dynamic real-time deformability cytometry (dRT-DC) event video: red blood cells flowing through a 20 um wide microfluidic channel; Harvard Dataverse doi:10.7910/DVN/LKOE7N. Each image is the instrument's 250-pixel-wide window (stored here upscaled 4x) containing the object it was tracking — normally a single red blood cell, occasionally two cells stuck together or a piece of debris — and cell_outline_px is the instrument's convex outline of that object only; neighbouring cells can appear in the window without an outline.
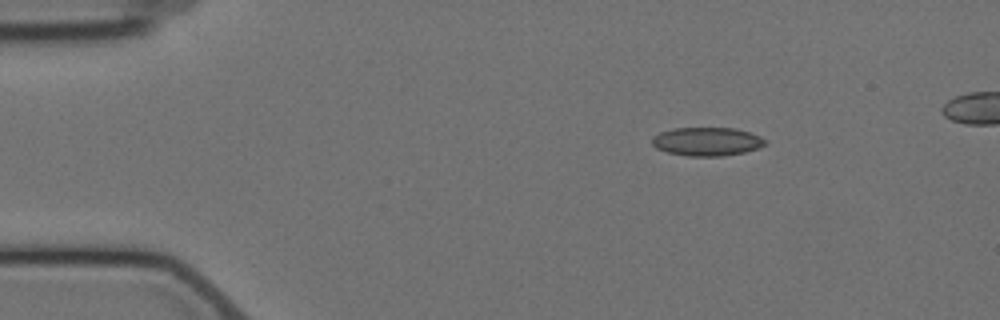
{"species": "Egyptian fruit bat (a non-hibernating species)", "species_latin": "Rousettus aegyptiacus", "temperature_condition": "cold", "stored_images_in_passage": 14, "segment_of_instrument_passage": [1, 2], "camera_frame_rate_fps": 3000, "um_per_image_px": 0.085, "animal": {"sex": "female"}, "frame": {"image": 1, "passage_image": 1, "time_ms": 0.0, "image_size_px": [1000, 320], "cell_outline_px": [[768, 144], [760, 148], [744, 152], [720, 156], [688, 156], [668, 152], [656, 148], [652, 144], [652, 136], [660, 132], [676, 128], [736, 128], [760, 136], [768, 140]], "centroid_in_image_um": [60.13, 12.03], "position_along_channel_um": 24.9, "area_um2": 18.9}}
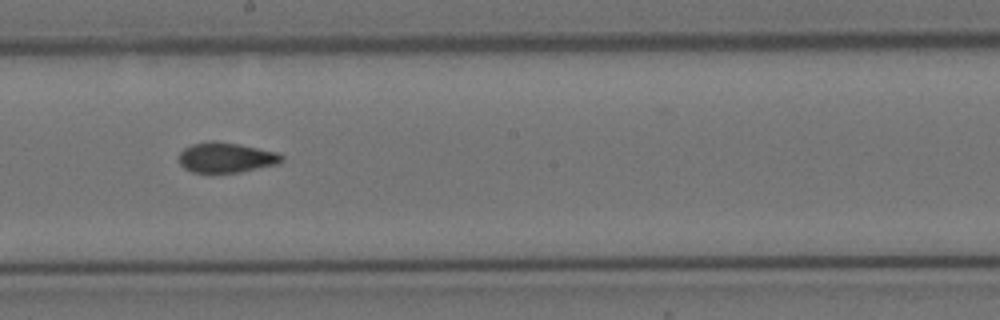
{"frame": {"image": 2, "passage_image": 7, "time_ms": 7.667, "image_size_px": [1000, 320], "cell_outline_px": [[284, 160], [276, 164], [240, 172], [192, 172], [184, 168], [180, 164], [180, 152], [184, 148], [192, 144], [208, 140], [216, 140], [276, 152], [284, 156]], "centroid_in_image_um": [19.19, 13.38], "position_along_channel_um": 229.0, "area_um2": 17.86}}
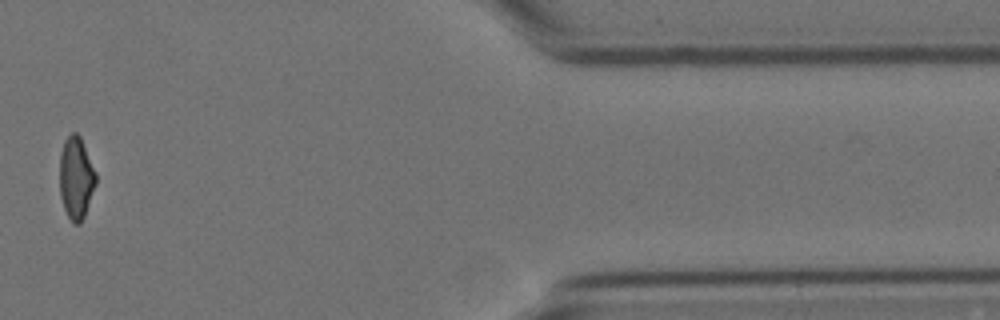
{"frame": {"image": 3, "passage_image": 12, "time_ms": 14.0, "image_size_px": [1000, 320], "cell_outline_px": [[96, 184], [84, 216], [80, 224], [72, 224], [64, 208], [60, 196], [60, 152], [64, 140], [72, 132], [76, 132], [80, 136], [96, 172]], "centroid_in_image_um": [6.46, 15.12], "position_along_channel_um": 404.9, "area_um2": 17.4}}